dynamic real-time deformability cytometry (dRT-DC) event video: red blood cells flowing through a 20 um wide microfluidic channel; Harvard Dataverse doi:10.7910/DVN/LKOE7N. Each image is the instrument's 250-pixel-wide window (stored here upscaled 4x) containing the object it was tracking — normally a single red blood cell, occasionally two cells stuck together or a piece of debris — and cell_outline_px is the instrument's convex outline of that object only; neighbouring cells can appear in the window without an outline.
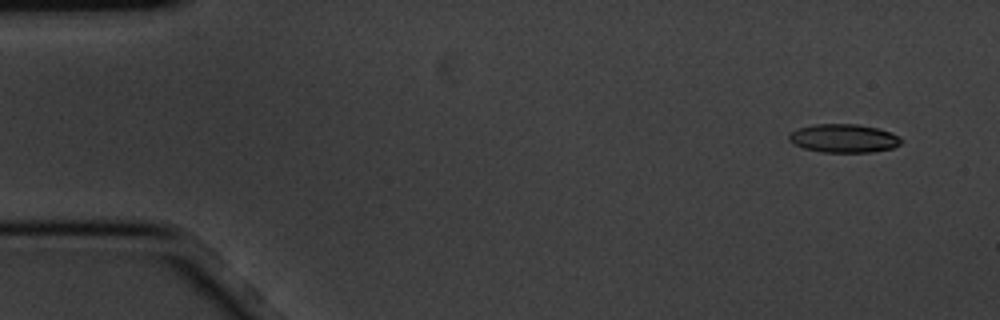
{"species": "common noctule bat (a hibernating species)", "species_latin": "Nyctalus noctula", "temperature_condition": "cold", "stored_images_in_passage": 4, "camera_frame_rate_fps": 3000, "um_per_image_px": 0.085, "animal": {"sex": "male", "body_mass_g": 20.1, "forearm_length_mm": 53.5}, "frame": {"image": 1, "passage_image": 1, "time_ms": 0.0, "image_size_px": [1000, 320], "cell_outline_px": [[904, 140], [900, 144], [892, 148], [872, 152], [820, 152], [804, 148], [788, 140], [788, 136], [796, 128], [816, 124], [856, 124], [876, 128], [892, 132], [900, 136]], "centroid_in_image_um": [71.74, 11.75], "position_along_channel_um": 13.3, "area_um2": 18.67}}
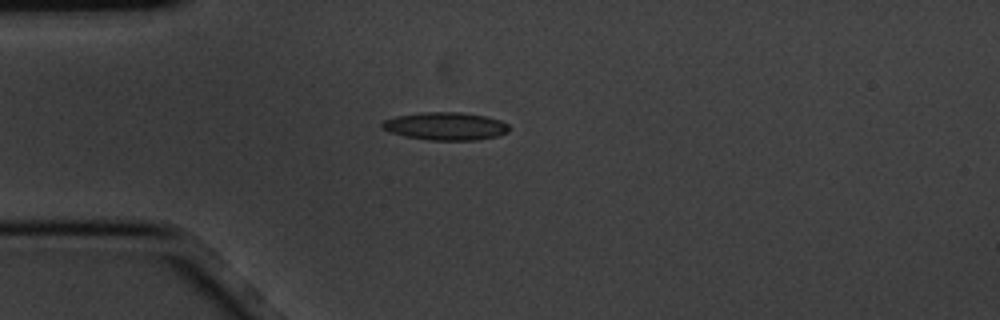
{"frame": {"image": 2, "passage_image": 4, "time_ms": 1.0, "image_size_px": [1000, 320], "cell_outline_px": [[508, 132], [500, 136], [476, 140], [428, 140], [404, 136], [388, 132], [380, 124], [384, 120], [396, 116], [420, 112], [460, 112], [484, 116], [500, 120], [508, 124]], "centroid_in_image_um": [37.86, 10.73], "position_along_channel_um": 47.1, "area_um2": 20.69}}